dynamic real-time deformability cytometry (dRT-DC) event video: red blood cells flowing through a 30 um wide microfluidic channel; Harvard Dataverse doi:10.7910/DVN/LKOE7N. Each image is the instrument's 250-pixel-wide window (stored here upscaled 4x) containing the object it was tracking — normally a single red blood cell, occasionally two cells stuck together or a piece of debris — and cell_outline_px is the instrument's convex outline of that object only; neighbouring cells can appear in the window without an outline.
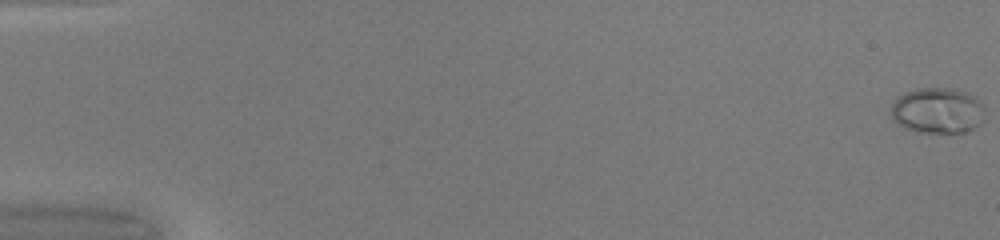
{"species": "common noctule bat (a hibernating species)", "species_latin": "Nyctalus noctula", "temperature_condition": "warm", "stored_images_in_passage": 50, "camera_frame_rate_fps": 3000, "um_per_image_px": 0.085, "animal": {"sex": "female", "body_mass_g": 20.0, "forearm_length_mm": 54.0}, "frame": {"image": 1, "passage_image": 1, "time_ms": 0.0, "image_size_px": [1000, 240], "cell_outline_px": [[984, 120], [980, 124], [964, 132], [916, 132], [904, 128], [896, 124], [892, 120], [892, 104], [904, 92], [916, 88], [956, 88], [968, 92], [984, 104]], "centroid_in_image_um": [79.7, 9.39], "position_along_channel_um": 5.3, "area_um2": 25.32}}
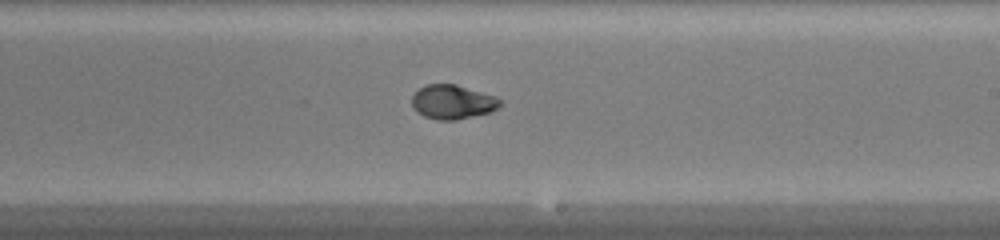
{"frame": {"image": 2, "passage_image": 31, "time_ms": 10.0, "image_size_px": [1000, 240], "cell_outline_px": [[504, 100], [492, 112], [452, 120], [436, 120], [424, 116], [416, 112], [412, 108], [412, 96], [424, 84], [456, 84], [496, 96]], "centroid_in_image_um": [38.46, 8.66], "position_along_channel_um": 250.5, "area_um2": 17.69}}
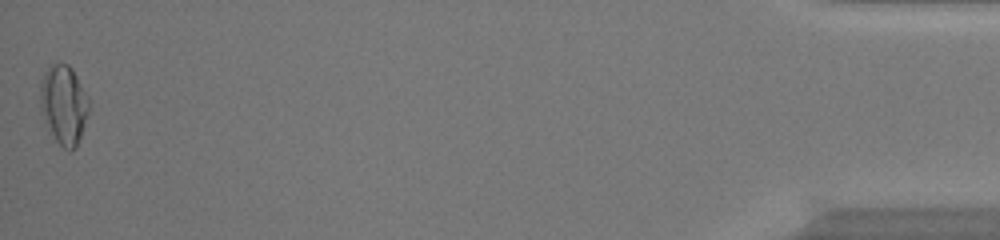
{"frame": {"image": 3, "passage_image": 50, "time_ms": 16.333, "image_size_px": [1000, 240], "cell_outline_px": [[88, 112], [76, 148], [72, 152], [68, 152], [56, 140], [44, 120], [40, 104], [40, 84], [44, 72], [52, 64], [68, 64], [72, 68], [88, 96]], "centroid_in_image_um": [5.41, 8.89], "position_along_channel_um": 429.8, "area_um2": 22.2}, "authors_computed_cell_mechanics": {"area_um2": 18.1203, "velocity_mm_per_s": 4.2539, "shape_relaxation_time_tau1_ms": 2.9637, "shape_relaxation_time_tau2_ms": 0.9447, "deformation_change_tau1": 0.1998, "deformation_change_tau2": 0.0364}}